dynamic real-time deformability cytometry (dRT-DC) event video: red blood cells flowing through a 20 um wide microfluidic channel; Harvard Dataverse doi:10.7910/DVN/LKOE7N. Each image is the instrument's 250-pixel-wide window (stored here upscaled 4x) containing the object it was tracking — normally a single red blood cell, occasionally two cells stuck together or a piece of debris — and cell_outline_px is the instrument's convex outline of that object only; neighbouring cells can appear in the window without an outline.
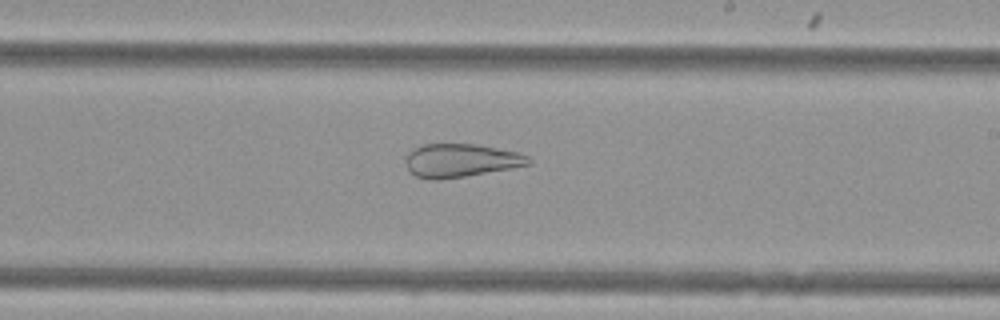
{"species": "Egyptian fruit bat (a non-hibernating species)", "species_latin": "Rousettus aegyptiacus", "temperature_condition": "cold", "stored_images_in_passage": 41, "camera_frame_rate_fps": 3000, "um_per_image_px": 0.085, "animal": {"sex": "female"}, "frame": {"image": 1, "passage_image": 24, "time_ms": 7.667, "image_size_px": [1000, 320], "cell_outline_px": [[532, 164], [512, 168], [440, 180], [428, 180], [416, 176], [408, 168], [404, 160], [416, 148], [424, 144], [476, 144], [516, 152], [528, 156], [532, 160]], "centroid_in_image_um": [39.19, 13.65], "position_along_channel_um": 249.8, "area_um2": 23.64}}